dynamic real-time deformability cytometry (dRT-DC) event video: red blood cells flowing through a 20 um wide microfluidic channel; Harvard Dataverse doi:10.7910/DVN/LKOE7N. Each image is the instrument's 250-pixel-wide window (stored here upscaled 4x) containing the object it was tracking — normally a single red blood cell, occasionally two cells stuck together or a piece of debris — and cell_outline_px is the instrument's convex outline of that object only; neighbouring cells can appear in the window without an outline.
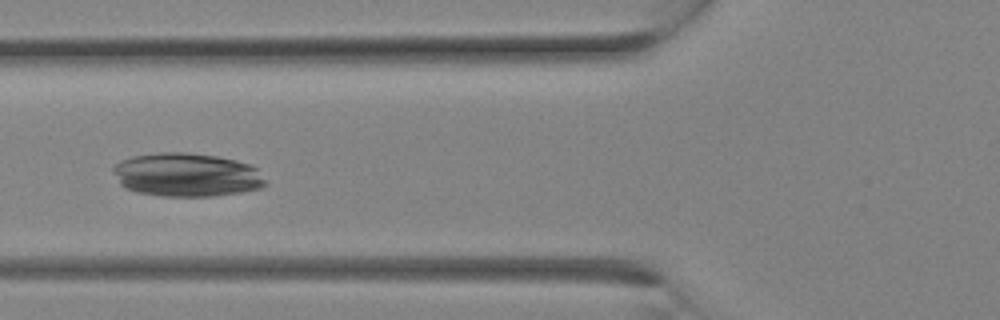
{"species": "Egyptian fruit bat (a non-hibernating species)", "species_latin": "Rousettus aegyptiacus", "temperature_condition": "room temperature", "stored_images_in_passage": 13, "camera_frame_rate_fps": 3000, "um_per_image_px": 0.085, "animal": {"sex": "female"}, "frame": {"image": 1, "passage_image": 10, "time_ms": 3.0, "image_size_px": [1000, 320], "cell_outline_px": [[268, 184], [260, 188], [240, 192], [212, 196], [160, 196], [136, 192], [124, 188], [120, 184], [112, 172], [112, 168], [120, 160], [132, 156], [160, 152], [184, 152], [216, 156], [236, 160], [252, 164], [256, 168]], "centroid_in_image_um": [15.84, 14.86], "position_along_channel_um": 110.0, "area_um2": 38.96}}
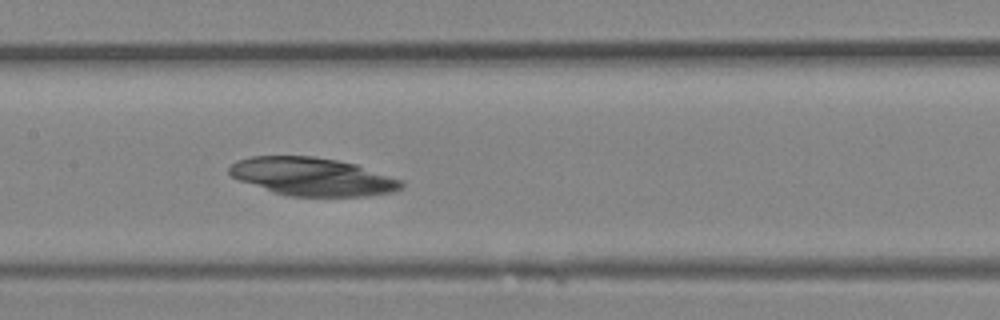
{"frame": {"image": 2, "passage_image": 13, "time_ms": 4.0, "image_size_px": [1000, 320], "cell_outline_px": [[404, 184], [400, 188], [392, 192], [368, 196], [288, 196], [272, 192], [240, 180], [232, 176], [228, 172], [228, 168], [236, 160], [252, 156], [312, 156], [336, 160], [356, 164], [404, 180]], "centroid_in_image_um": [26.56, 15.01], "position_along_channel_um": 180.8, "area_um2": 38.21}}